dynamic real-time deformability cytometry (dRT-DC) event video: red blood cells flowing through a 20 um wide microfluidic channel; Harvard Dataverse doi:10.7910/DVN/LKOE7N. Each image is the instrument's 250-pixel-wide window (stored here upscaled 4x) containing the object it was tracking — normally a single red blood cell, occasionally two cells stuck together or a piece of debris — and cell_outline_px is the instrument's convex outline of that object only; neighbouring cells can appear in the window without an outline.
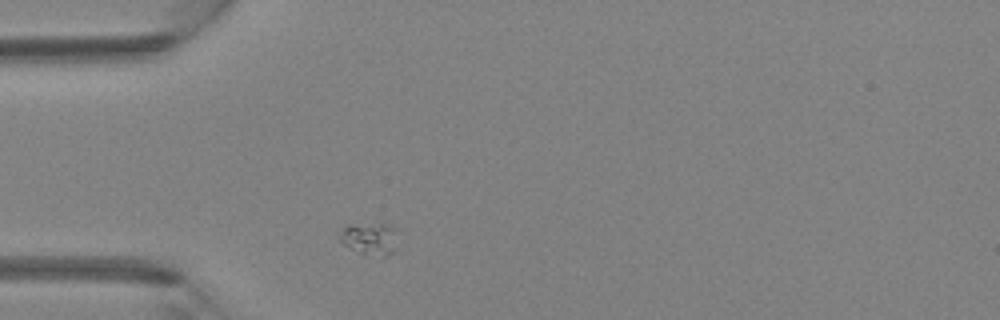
{"species": "Egyptian fruit bat (a non-hibernating species)", "species_latin": "Rousettus aegyptiacus", "temperature_condition": "room temperature", "stored_images_in_passage": 1, "camera_frame_rate_fps": 3000, "um_per_image_px": 0.085, "animal": {"sex": "female"}, "frame": {"image": 1, "passage_image": 1, "time_ms": 0.0, "image_size_px": [1000, 320], "cell_outline_px": [[396, 228], [392, 252], [388, 256], [380, 260], [356, 252], [344, 244], [340, 240], [340, 232], [344, 224], [380, 220]], "centroid_in_image_um": [31.4, 20.25], "position_along_channel_um": 53.6, "area_um2": 11.85}}